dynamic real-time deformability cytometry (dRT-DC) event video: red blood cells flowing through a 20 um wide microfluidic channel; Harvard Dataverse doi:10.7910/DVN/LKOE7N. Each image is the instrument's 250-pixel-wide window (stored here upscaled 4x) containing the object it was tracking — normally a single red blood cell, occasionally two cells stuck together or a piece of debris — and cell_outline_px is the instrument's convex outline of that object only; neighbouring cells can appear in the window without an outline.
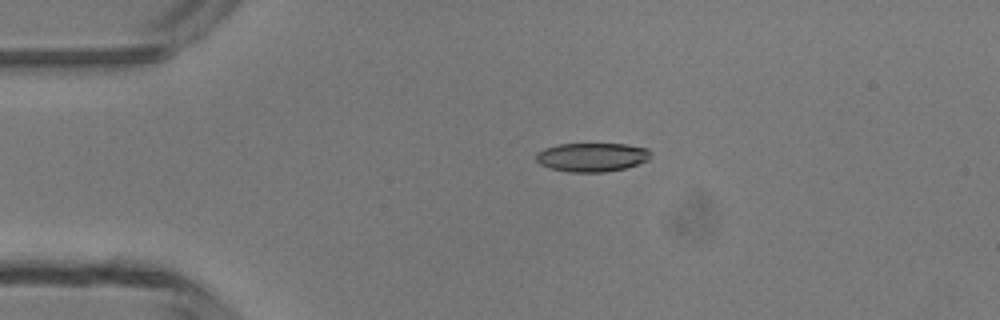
{"species": "common noctule bat (a hibernating species)", "species_latin": "Nyctalus noctula", "temperature_condition": "room temperature", "stored_images_in_passage": 3, "camera_frame_rate_fps": 3000, "um_per_image_px": 0.085, "animal": {"sex": "male", "body_mass_g": 13.3}, "frame": {"image": 1, "passage_image": 2, "time_ms": 1.333, "image_size_px": [1000, 320], "cell_outline_px": [[648, 160], [624, 168], [604, 172], [568, 172], [548, 168], [540, 164], [536, 160], [536, 152], [544, 148], [560, 144], [628, 144], [648, 148]], "centroid_in_image_um": [50.26, 13.36], "position_along_channel_um": 34.7, "area_um2": 19.19}}